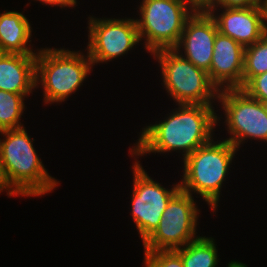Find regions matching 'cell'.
Masks as SVG:
<instances>
[{"label":"cell","mask_w":267,"mask_h":267,"mask_svg":"<svg viewBox=\"0 0 267 267\" xmlns=\"http://www.w3.org/2000/svg\"><path fill=\"white\" fill-rule=\"evenodd\" d=\"M165 120L143 128L132 156L147 153L183 151V159L213 139V130L220 117L214 107L201 104H178ZM134 154V155H133Z\"/></svg>","instance_id":"cell-1"},{"label":"cell","mask_w":267,"mask_h":267,"mask_svg":"<svg viewBox=\"0 0 267 267\" xmlns=\"http://www.w3.org/2000/svg\"><path fill=\"white\" fill-rule=\"evenodd\" d=\"M0 161L6 188L15 196H41L59 182L49 175L25 127L0 131Z\"/></svg>","instance_id":"cell-2"},{"label":"cell","mask_w":267,"mask_h":267,"mask_svg":"<svg viewBox=\"0 0 267 267\" xmlns=\"http://www.w3.org/2000/svg\"><path fill=\"white\" fill-rule=\"evenodd\" d=\"M213 142L200 146L183 160L184 175L179 183L184 192L200 194L215 212L222 183L238 149L227 140Z\"/></svg>","instance_id":"cell-3"},{"label":"cell","mask_w":267,"mask_h":267,"mask_svg":"<svg viewBox=\"0 0 267 267\" xmlns=\"http://www.w3.org/2000/svg\"><path fill=\"white\" fill-rule=\"evenodd\" d=\"M92 67L88 54L85 56L79 51L39 50L36 54V86L41 82L45 104L64 102L82 85Z\"/></svg>","instance_id":"cell-4"},{"label":"cell","mask_w":267,"mask_h":267,"mask_svg":"<svg viewBox=\"0 0 267 267\" xmlns=\"http://www.w3.org/2000/svg\"><path fill=\"white\" fill-rule=\"evenodd\" d=\"M141 3V18L135 21L140 41L146 40V50L154 53L175 48L185 22L195 9L185 0H143Z\"/></svg>","instance_id":"cell-5"},{"label":"cell","mask_w":267,"mask_h":267,"mask_svg":"<svg viewBox=\"0 0 267 267\" xmlns=\"http://www.w3.org/2000/svg\"><path fill=\"white\" fill-rule=\"evenodd\" d=\"M180 52L173 48L152 53L160 63L163 85L168 94L177 104L213 106L212 99L217 100L219 90L205 70L196 67Z\"/></svg>","instance_id":"cell-6"},{"label":"cell","mask_w":267,"mask_h":267,"mask_svg":"<svg viewBox=\"0 0 267 267\" xmlns=\"http://www.w3.org/2000/svg\"><path fill=\"white\" fill-rule=\"evenodd\" d=\"M198 212L194 197L180 189L170 199L156 229L143 241L144 251L176 250L197 239Z\"/></svg>","instance_id":"cell-7"},{"label":"cell","mask_w":267,"mask_h":267,"mask_svg":"<svg viewBox=\"0 0 267 267\" xmlns=\"http://www.w3.org/2000/svg\"><path fill=\"white\" fill-rule=\"evenodd\" d=\"M217 100L225 112L227 131L233 135L225 140L237 149L247 138L267 142V107L264 103L240 88L220 90Z\"/></svg>","instance_id":"cell-8"},{"label":"cell","mask_w":267,"mask_h":267,"mask_svg":"<svg viewBox=\"0 0 267 267\" xmlns=\"http://www.w3.org/2000/svg\"><path fill=\"white\" fill-rule=\"evenodd\" d=\"M132 169V217L144 241L158 226L170 199L180 190V183L165 189L148 176L137 160Z\"/></svg>","instance_id":"cell-9"},{"label":"cell","mask_w":267,"mask_h":267,"mask_svg":"<svg viewBox=\"0 0 267 267\" xmlns=\"http://www.w3.org/2000/svg\"><path fill=\"white\" fill-rule=\"evenodd\" d=\"M87 54L93 65L111 61L139 43L135 19L89 18Z\"/></svg>","instance_id":"cell-10"},{"label":"cell","mask_w":267,"mask_h":267,"mask_svg":"<svg viewBox=\"0 0 267 267\" xmlns=\"http://www.w3.org/2000/svg\"><path fill=\"white\" fill-rule=\"evenodd\" d=\"M218 32L212 15L204 10L195 12L185 22L176 50L184 49V54L196 67L208 72L213 57V46Z\"/></svg>","instance_id":"cell-11"},{"label":"cell","mask_w":267,"mask_h":267,"mask_svg":"<svg viewBox=\"0 0 267 267\" xmlns=\"http://www.w3.org/2000/svg\"><path fill=\"white\" fill-rule=\"evenodd\" d=\"M213 49L210 70L207 72L211 83L219 91L242 89L245 48L218 31Z\"/></svg>","instance_id":"cell-12"},{"label":"cell","mask_w":267,"mask_h":267,"mask_svg":"<svg viewBox=\"0 0 267 267\" xmlns=\"http://www.w3.org/2000/svg\"><path fill=\"white\" fill-rule=\"evenodd\" d=\"M218 31L229 36L244 48L260 40L265 34L259 6L248 8H224L220 15L211 14Z\"/></svg>","instance_id":"cell-13"},{"label":"cell","mask_w":267,"mask_h":267,"mask_svg":"<svg viewBox=\"0 0 267 267\" xmlns=\"http://www.w3.org/2000/svg\"><path fill=\"white\" fill-rule=\"evenodd\" d=\"M36 87V54L0 53V90L30 94Z\"/></svg>","instance_id":"cell-14"},{"label":"cell","mask_w":267,"mask_h":267,"mask_svg":"<svg viewBox=\"0 0 267 267\" xmlns=\"http://www.w3.org/2000/svg\"><path fill=\"white\" fill-rule=\"evenodd\" d=\"M31 29L28 19L20 12L0 14V53L37 54L27 46L31 42Z\"/></svg>","instance_id":"cell-15"},{"label":"cell","mask_w":267,"mask_h":267,"mask_svg":"<svg viewBox=\"0 0 267 267\" xmlns=\"http://www.w3.org/2000/svg\"><path fill=\"white\" fill-rule=\"evenodd\" d=\"M184 267H217L218 251L213 238L199 236L197 239L175 250Z\"/></svg>","instance_id":"cell-16"},{"label":"cell","mask_w":267,"mask_h":267,"mask_svg":"<svg viewBox=\"0 0 267 267\" xmlns=\"http://www.w3.org/2000/svg\"><path fill=\"white\" fill-rule=\"evenodd\" d=\"M26 95L0 90V131L23 127L19 120L24 112Z\"/></svg>","instance_id":"cell-17"},{"label":"cell","mask_w":267,"mask_h":267,"mask_svg":"<svg viewBox=\"0 0 267 267\" xmlns=\"http://www.w3.org/2000/svg\"><path fill=\"white\" fill-rule=\"evenodd\" d=\"M267 72V33L244 50L243 87L255 76Z\"/></svg>","instance_id":"cell-18"},{"label":"cell","mask_w":267,"mask_h":267,"mask_svg":"<svg viewBox=\"0 0 267 267\" xmlns=\"http://www.w3.org/2000/svg\"><path fill=\"white\" fill-rule=\"evenodd\" d=\"M146 267H184L181 256L175 250L144 251Z\"/></svg>","instance_id":"cell-19"},{"label":"cell","mask_w":267,"mask_h":267,"mask_svg":"<svg viewBox=\"0 0 267 267\" xmlns=\"http://www.w3.org/2000/svg\"><path fill=\"white\" fill-rule=\"evenodd\" d=\"M242 90L250 97L267 103V72L253 77Z\"/></svg>","instance_id":"cell-20"},{"label":"cell","mask_w":267,"mask_h":267,"mask_svg":"<svg viewBox=\"0 0 267 267\" xmlns=\"http://www.w3.org/2000/svg\"><path fill=\"white\" fill-rule=\"evenodd\" d=\"M218 6L222 9L255 7L259 6V0H212L203 10L214 14Z\"/></svg>","instance_id":"cell-21"},{"label":"cell","mask_w":267,"mask_h":267,"mask_svg":"<svg viewBox=\"0 0 267 267\" xmlns=\"http://www.w3.org/2000/svg\"><path fill=\"white\" fill-rule=\"evenodd\" d=\"M37 1H40L43 4L51 6H59V7H75L77 3L76 0H37Z\"/></svg>","instance_id":"cell-22"},{"label":"cell","mask_w":267,"mask_h":267,"mask_svg":"<svg viewBox=\"0 0 267 267\" xmlns=\"http://www.w3.org/2000/svg\"><path fill=\"white\" fill-rule=\"evenodd\" d=\"M195 10H203L212 0H185Z\"/></svg>","instance_id":"cell-23"},{"label":"cell","mask_w":267,"mask_h":267,"mask_svg":"<svg viewBox=\"0 0 267 267\" xmlns=\"http://www.w3.org/2000/svg\"><path fill=\"white\" fill-rule=\"evenodd\" d=\"M259 7L262 14V22L267 33V0H259Z\"/></svg>","instance_id":"cell-24"},{"label":"cell","mask_w":267,"mask_h":267,"mask_svg":"<svg viewBox=\"0 0 267 267\" xmlns=\"http://www.w3.org/2000/svg\"><path fill=\"white\" fill-rule=\"evenodd\" d=\"M6 190V192L8 193V196H14L7 188L5 185V181H4V177L2 174V168H1V161H0V192H3V190Z\"/></svg>","instance_id":"cell-25"},{"label":"cell","mask_w":267,"mask_h":267,"mask_svg":"<svg viewBox=\"0 0 267 267\" xmlns=\"http://www.w3.org/2000/svg\"><path fill=\"white\" fill-rule=\"evenodd\" d=\"M228 267H247V265H245L239 261H231L228 263Z\"/></svg>","instance_id":"cell-26"}]
</instances>
